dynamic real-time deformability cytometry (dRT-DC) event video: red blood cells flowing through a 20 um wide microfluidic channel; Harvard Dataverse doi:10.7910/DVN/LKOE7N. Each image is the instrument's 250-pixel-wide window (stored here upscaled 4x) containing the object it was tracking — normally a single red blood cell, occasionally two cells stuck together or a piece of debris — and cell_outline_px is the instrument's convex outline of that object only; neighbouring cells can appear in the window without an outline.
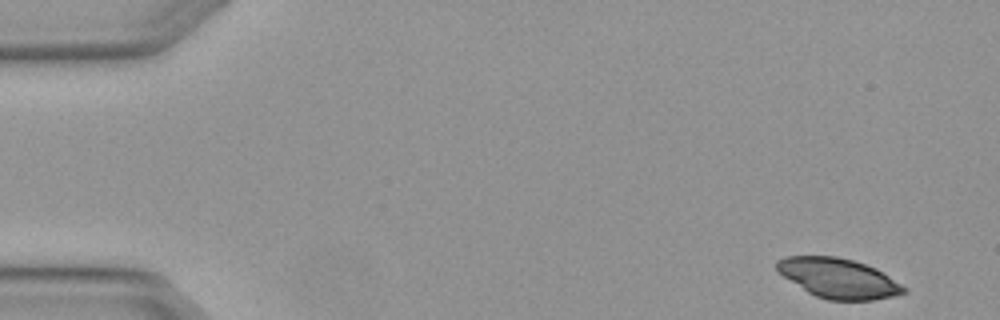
{"species": "Egyptian fruit bat (a non-hibernating species)", "species_latin": "Rousettus aegyptiacus", "temperature_condition": "warm", "stored_images_in_passage": 4, "camera_frame_rate_fps": 3000, "um_per_image_px": 0.085, "animal": {"sex": "female"}, "frame": {"image": 1, "passage_image": 1, "time_ms": 0.0, "image_size_px": [1000, 320], "cell_outline_px": [[908, 292], [892, 296], [872, 300], [828, 300], [816, 296], [808, 292], [784, 276], [776, 268], [776, 260], [788, 256], [836, 256], [852, 260], [876, 268], [908, 288]], "centroid_in_image_um": [71.29, 23.65], "position_along_channel_um": 13.7, "area_um2": 29.19}}
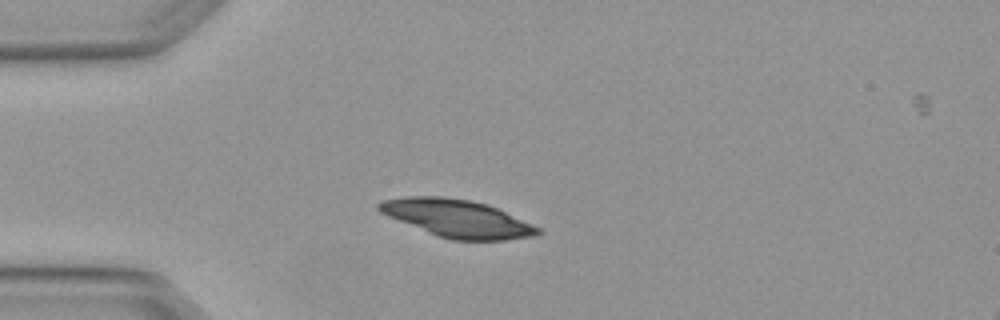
{"frame": {"image": 2, "passage_image": 4, "time_ms": 1.0, "image_size_px": [1000, 320], "cell_outline_px": [[544, 232], [532, 236], [504, 240], [452, 240], [440, 236], [388, 216], [380, 212], [376, 208], [376, 204], [384, 200], [404, 196], [440, 196], [468, 200], [488, 204], [540, 228]], "centroid_in_image_um": [38.86, 18.55], "position_along_channel_um": 46.1, "area_um2": 34.28}}